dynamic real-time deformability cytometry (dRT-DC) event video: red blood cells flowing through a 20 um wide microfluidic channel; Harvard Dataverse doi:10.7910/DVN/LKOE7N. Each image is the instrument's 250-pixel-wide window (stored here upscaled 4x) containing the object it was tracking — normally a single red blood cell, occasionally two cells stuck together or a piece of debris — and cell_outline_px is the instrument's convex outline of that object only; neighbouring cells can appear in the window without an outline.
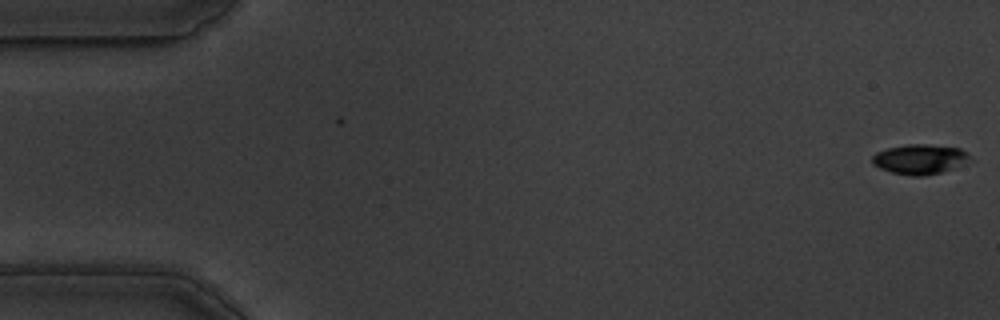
{"species": "common noctule bat (a hibernating species)", "species_latin": "Nyctalus noctula", "temperature_condition": "warm", "stored_images_in_passage": 2, "camera_frame_rate_fps": 3000, "um_per_image_px": 0.085, "animal": {"sex": "male", "body_mass_g": 19.5, "forearm_length_mm": 54.6}, "frame": {"image": 1, "passage_image": 2, "time_ms": 0.333, "image_size_px": [1000, 320], "cell_outline_px": [[976, 160], [940, 172], [924, 176], [912, 176], [892, 172], [880, 168], [872, 164], [872, 156], [876, 152], [888, 148], [908, 144], [928, 144], [960, 148], [968, 152]], "centroid_in_image_um": [78.25, 13.52], "position_along_channel_um": 6.8, "area_um2": 17.22}}